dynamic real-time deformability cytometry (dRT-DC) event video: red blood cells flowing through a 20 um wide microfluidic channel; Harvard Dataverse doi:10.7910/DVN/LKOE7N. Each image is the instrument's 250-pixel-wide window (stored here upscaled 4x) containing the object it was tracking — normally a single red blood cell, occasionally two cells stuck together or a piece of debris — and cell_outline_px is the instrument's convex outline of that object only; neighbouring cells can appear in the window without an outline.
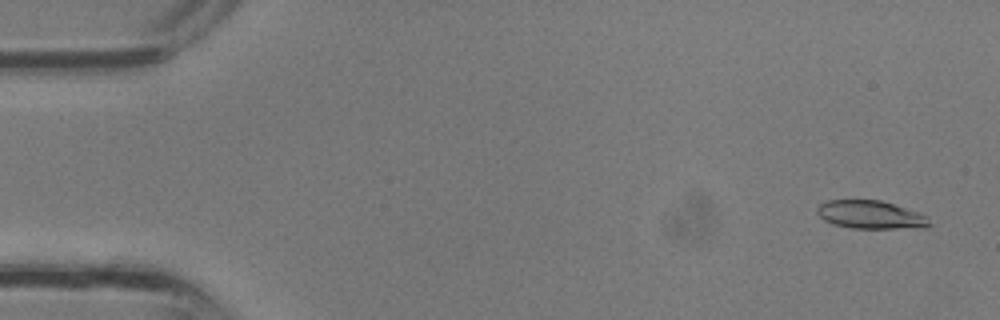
{"species": "common noctule bat (a hibernating species)", "species_latin": "Nyctalus noctula", "temperature_condition": "room temperature", "stored_images_in_passage": 35, "camera_frame_rate_fps": 3000, "um_per_image_px": 0.085, "animal": {"sex": "male", "body_mass_g": 13.3}, "frame": {"image": 1, "passage_image": 2, "time_ms": 0.333, "image_size_px": [1000, 320], "cell_outline_px": [[932, 224], [928, 228], [852, 228], [832, 224], [824, 220], [816, 212], [816, 208], [820, 204], [828, 200], [880, 200], [920, 212], [928, 216]], "centroid_in_image_um": [74.05, 18.26], "position_along_channel_um": 11.0, "area_um2": 18.67}}
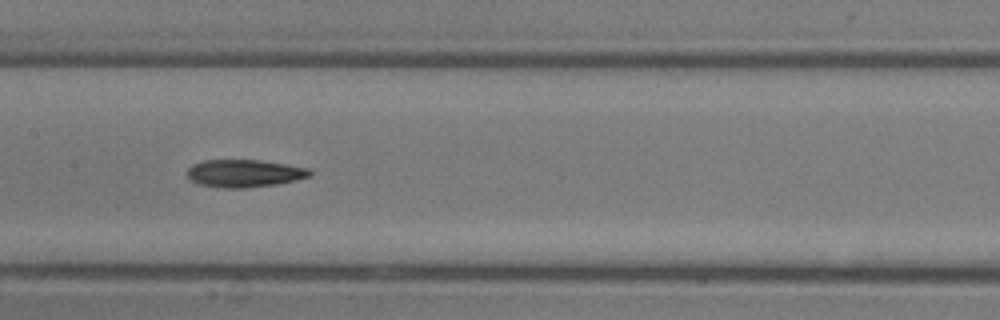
{"frame": {"image": 2, "passage_image": 17, "time_ms": 5.333, "image_size_px": [1000, 320], "cell_outline_px": [[312, 172], [308, 176], [296, 180], [276, 184], [248, 188], [224, 188], [200, 184], [192, 180], [184, 172], [192, 164], [204, 160], [260, 160], [308, 168]], "centroid_in_image_um": [20.73, 14.73], "position_along_channel_um": 186.7, "area_um2": 19.65}}
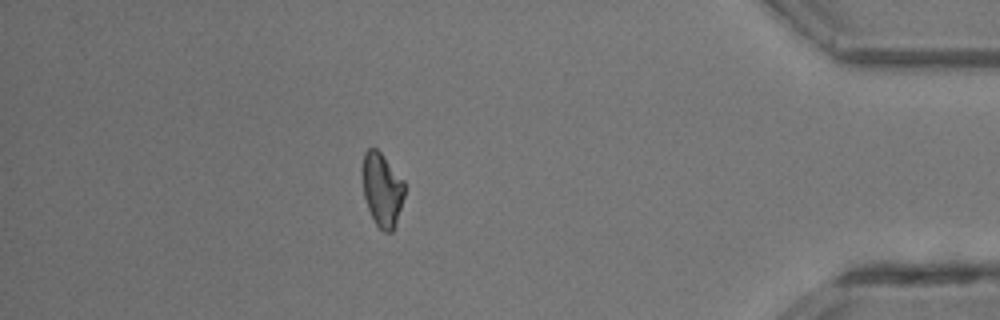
{"frame": {"image": 3, "passage_image": 30, "time_ms": 9.667, "image_size_px": [1000, 320], "cell_outline_px": [[404, 196], [396, 224], [392, 232], [384, 232], [376, 224], [368, 208], [364, 196], [364, 152], [368, 148], [376, 148], [380, 152], [404, 180]], "centroid_in_image_um": [32.51, 16.13], "position_along_channel_um": 402.7, "area_um2": 17.63}}